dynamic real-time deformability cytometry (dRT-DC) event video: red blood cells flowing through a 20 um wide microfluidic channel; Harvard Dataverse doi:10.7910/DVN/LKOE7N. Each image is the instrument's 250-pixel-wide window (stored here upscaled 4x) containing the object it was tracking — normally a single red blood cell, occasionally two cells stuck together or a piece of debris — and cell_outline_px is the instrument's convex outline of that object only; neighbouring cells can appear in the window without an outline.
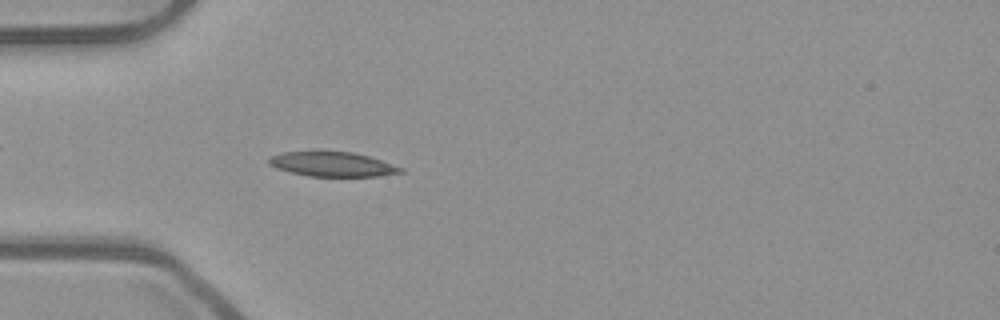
{"species": "common noctule bat (a hibernating species)", "species_latin": "Nyctalus noctula", "temperature_condition": "room temperature", "stored_images_in_passage": 53, "camera_frame_rate_fps": 3000, "um_per_image_px": 0.085, "animal": {"sex": "male", "body_mass_g": 23.1, "forearm_length_mm": 52.7}, "frame": {"image": 1, "passage_image": 16, "time_ms": 5.0, "image_size_px": [1000, 320], "cell_outline_px": [[404, 172], [376, 176], [308, 176], [276, 168], [268, 164], [268, 160], [272, 156], [284, 152], [352, 152], [368, 156], [404, 168]], "centroid_in_image_um": [28.26, 13.97], "position_along_channel_um": 56.7, "area_um2": 18.5}}
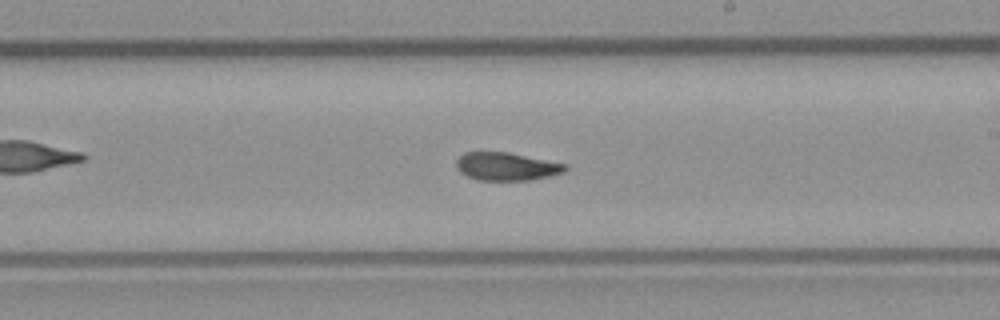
{"frame": {"image": 2, "passage_image": 31, "time_ms": 10.0, "image_size_px": [1000, 320], "cell_outline_px": [[568, 168], [564, 172], [532, 180], [476, 180], [460, 172], [456, 168], [456, 160], [464, 152], [508, 152], [568, 164]], "centroid_in_image_um": [43.05, 14.15], "position_along_channel_um": 245.9, "area_um2": 17.86}}
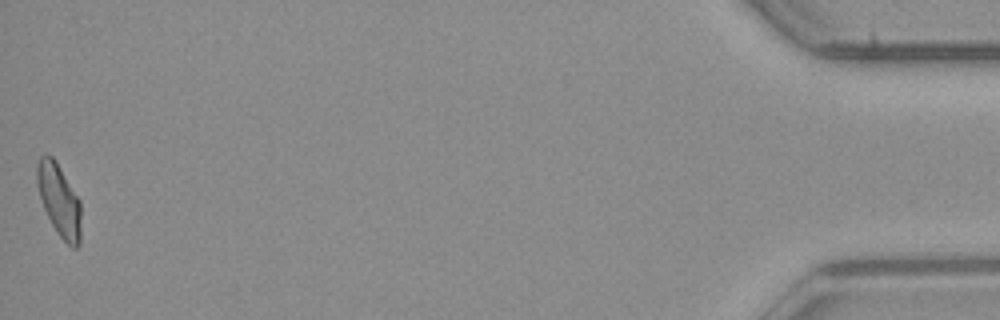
{"frame": {"image": 3, "passage_image": 53, "time_ms": 17.333, "image_size_px": [1000, 320], "cell_outline_px": [[80, 244], [76, 248], [72, 248], [60, 236], [52, 224], [44, 208], [36, 184], [36, 164], [40, 156], [52, 156], [56, 160], [80, 200]], "centroid_in_image_um": [5.02, 16.99], "position_along_channel_um": 430.2, "area_um2": 18.44}, "authors_computed_cell_mechanics": {"area_um2": 18.4382, "velocity_mm_per_s": 3.8825, "shape_relaxation_time_tau1_ms": 6.7303, "shape_relaxation_time_tau2_ms": 2.8408, "deformation_change_tau1": 0.1747, "deformation_change_tau2": 0.0805}}